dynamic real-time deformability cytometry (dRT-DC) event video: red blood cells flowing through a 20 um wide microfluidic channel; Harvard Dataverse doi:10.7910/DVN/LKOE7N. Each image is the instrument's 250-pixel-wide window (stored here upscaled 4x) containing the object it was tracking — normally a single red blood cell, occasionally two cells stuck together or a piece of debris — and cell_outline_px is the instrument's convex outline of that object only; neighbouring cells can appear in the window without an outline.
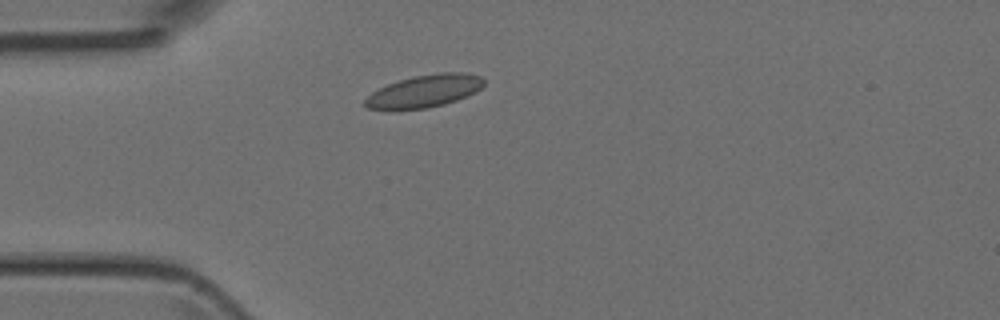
{"species": "Egyptian fruit bat (a non-hibernating species)", "species_latin": "Rousettus aegyptiacus", "temperature_condition": "room temperature", "stored_images_in_passage": 1, "camera_frame_rate_fps": 3000, "um_per_image_px": 0.085, "animal": {"sex": "female"}, "frame": {"image": 1, "passage_image": 1, "time_ms": 0.0, "image_size_px": [1000, 320], "cell_outline_px": [[484, 84], [480, 88], [456, 100], [444, 104], [428, 108], [368, 108], [364, 104], [364, 100], [372, 92], [388, 84], [400, 80], [416, 76], [440, 72], [464, 72], [480, 76], [484, 80]], "centroid_in_image_um": [36.1, 7.72], "position_along_channel_um": 48.9, "area_um2": 21.79}}